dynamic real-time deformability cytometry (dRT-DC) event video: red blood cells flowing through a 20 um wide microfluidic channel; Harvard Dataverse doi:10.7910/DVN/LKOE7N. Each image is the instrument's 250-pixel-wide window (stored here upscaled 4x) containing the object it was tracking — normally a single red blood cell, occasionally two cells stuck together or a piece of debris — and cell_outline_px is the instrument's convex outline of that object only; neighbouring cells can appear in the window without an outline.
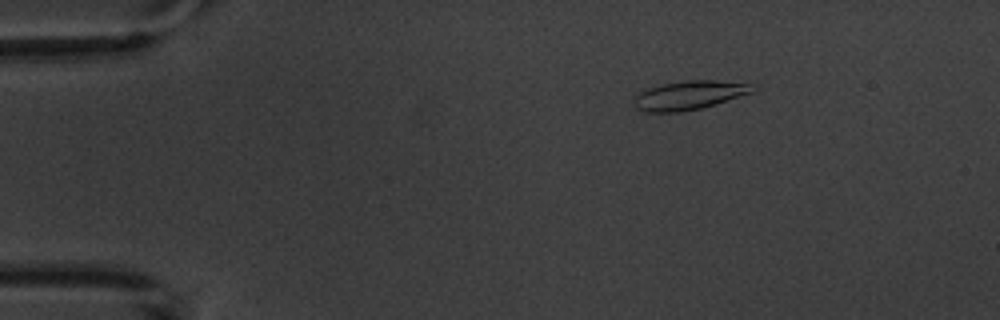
{"species": "common noctule bat (a hibernating species)", "species_latin": "Nyctalus noctula", "temperature_condition": "warm", "stored_images_in_passage": 8, "camera_frame_rate_fps": 3000, "um_per_image_px": 0.085, "animal": {"sex": "male", "body_mass_g": 20.1, "forearm_length_mm": 53.5}, "frame": {"image": 1, "passage_image": 3, "time_ms": 2.667, "image_size_px": [1000, 320], "cell_outline_px": [[756, 88], [752, 92], [716, 104], [700, 108], [680, 112], [644, 112], [636, 108], [632, 100], [640, 92], [648, 88], [660, 84], [688, 80], [716, 80], [756, 84]], "centroid_in_image_um": [58.58, 8.09], "position_along_channel_um": 26.4, "area_um2": 20.06}}
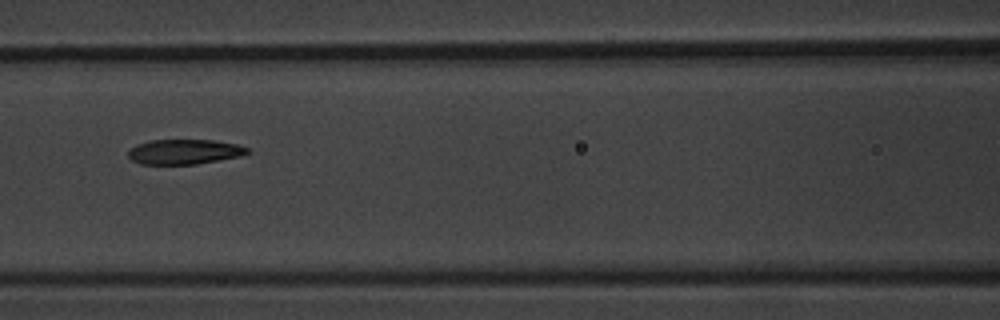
{"frame": {"image": 2, "passage_image": 7, "time_ms": 8.0, "image_size_px": [1000, 320], "cell_outline_px": [[252, 152], [240, 156], [196, 164], [140, 164], [132, 160], [128, 156], [128, 152], [136, 144], [148, 140], [212, 140], [236, 144], [248, 148]], "centroid_in_image_um": [15.66, 12.9], "position_along_channel_um": 150.9, "area_um2": 17.28}}
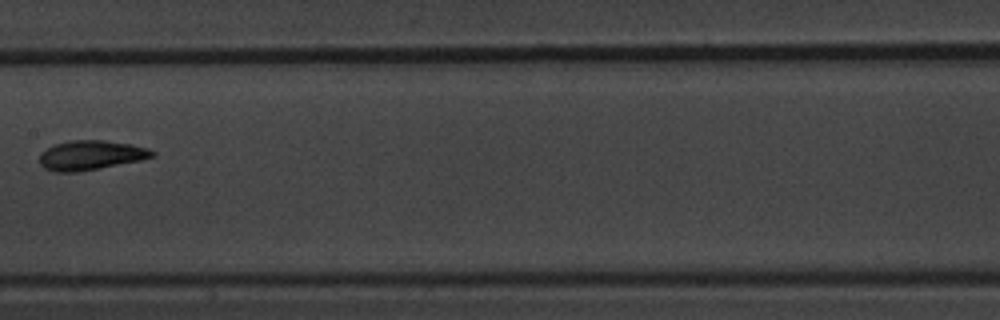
{"frame": {"image": 3, "passage_image": 8, "time_ms": 9.333, "image_size_px": [1000, 320], "cell_outline_px": [[156, 156], [140, 160], [80, 172], [52, 172], [44, 168], [40, 164], [40, 152], [56, 144], [68, 140], [104, 140], [132, 144], [148, 148], [156, 152]], "centroid_in_image_um": [7.72, 13.19], "position_along_channel_um": 199.7, "area_um2": 19.54}}